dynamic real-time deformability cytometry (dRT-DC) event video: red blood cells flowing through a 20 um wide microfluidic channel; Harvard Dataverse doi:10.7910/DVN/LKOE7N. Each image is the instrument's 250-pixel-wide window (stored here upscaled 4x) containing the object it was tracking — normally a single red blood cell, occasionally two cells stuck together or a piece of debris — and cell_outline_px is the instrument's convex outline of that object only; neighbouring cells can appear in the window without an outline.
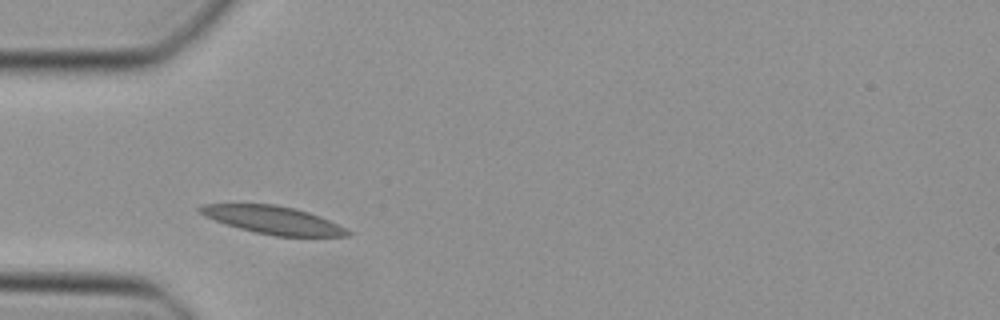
{"species": "Egyptian fruit bat (a non-hibernating species)", "species_latin": "Rousettus aegyptiacus", "temperature_condition": "cold", "stored_images_in_passage": 34, "camera_frame_rate_fps": 3000, "um_per_image_px": 0.085, "animal": {"sex": "female"}, "frame": {"image": 1, "passage_image": 1, "time_ms": 0.0, "image_size_px": [1000, 320], "cell_outline_px": [[352, 236], [276, 236], [256, 232], [240, 228], [204, 216], [196, 208], [200, 204], [276, 204], [296, 208], [320, 216], [352, 232]], "centroid_in_image_um": [23.21, 18.69], "position_along_channel_um": 61.8, "area_um2": 23.7}}
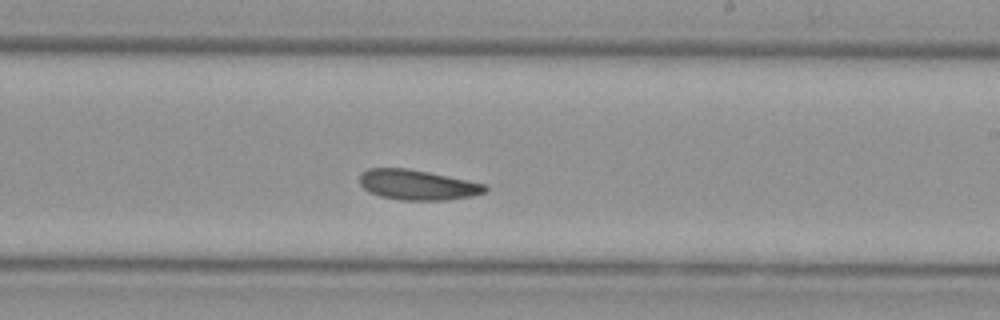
{"frame": {"image": 2, "passage_image": 15, "time_ms": 4.667, "image_size_px": [1000, 320], "cell_outline_px": [[488, 188], [484, 192], [472, 196], [448, 200], [400, 200], [380, 196], [368, 192], [360, 184], [360, 172], [368, 168], [408, 168], [488, 184]], "centroid_in_image_um": [35.48, 15.71], "position_along_channel_um": 253.5, "area_um2": 22.2}}
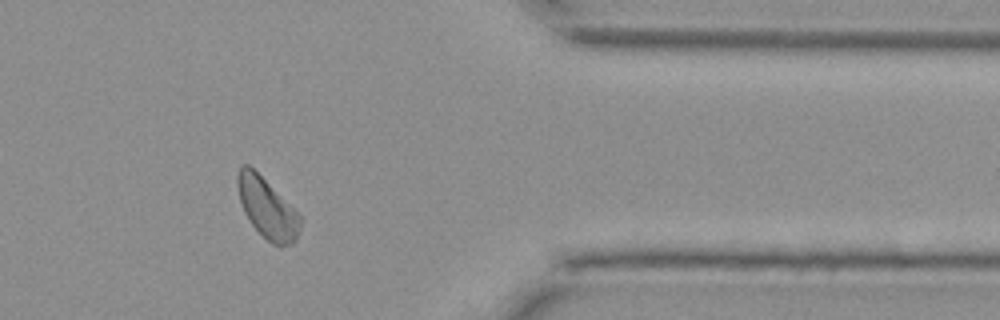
{"frame": {"image": 3, "passage_image": 26, "time_ms": 8.333, "image_size_px": [1000, 320], "cell_outline_px": [[300, 228], [296, 240], [292, 244], [280, 248], [272, 244], [248, 220], [244, 212], [240, 200], [236, 184], [236, 176], [240, 168], [244, 164], [248, 164], [300, 216]], "centroid_in_image_um": [22.68, 17.74], "position_along_channel_um": 388.7, "area_um2": 21.39}}